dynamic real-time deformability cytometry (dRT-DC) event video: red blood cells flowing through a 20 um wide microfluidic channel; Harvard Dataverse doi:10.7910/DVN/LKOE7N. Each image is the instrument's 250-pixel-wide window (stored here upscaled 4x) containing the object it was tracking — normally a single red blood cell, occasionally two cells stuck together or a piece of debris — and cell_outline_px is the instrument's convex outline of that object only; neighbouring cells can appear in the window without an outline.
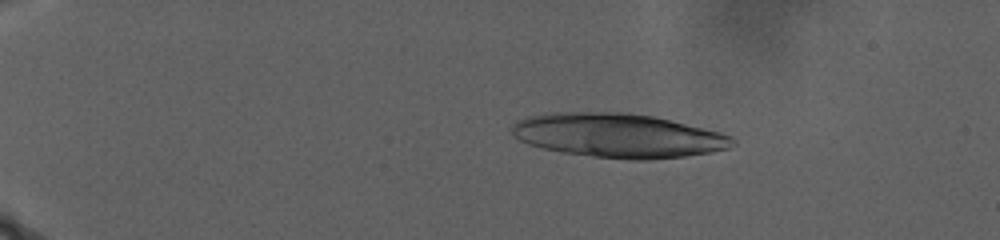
{"species": "human", "species_latin": "Homo sapiens", "temperature_condition": "warm", "stored_images_in_passage": 66, "camera_frame_rate_fps": 3000, "um_per_image_px": 0.085, "donor": {"sex": "male"}, "frame": {"image": 1, "passage_image": 28, "time_ms": 6.667, "image_size_px": [1000, 240], "cell_outline_px": [[736, 144], [728, 148], [712, 152], [684, 156], [644, 160], [632, 160], [592, 156], [564, 152], [544, 148], [528, 144], [512, 136], [508, 128], [516, 120], [528, 116], [552, 112], [628, 112], [652, 116], [720, 132], [732, 136], [736, 140]], "centroid_in_image_um": [52.5, 11.51], "position_along_channel_um": 32.5, "area_um2": 56.88}}
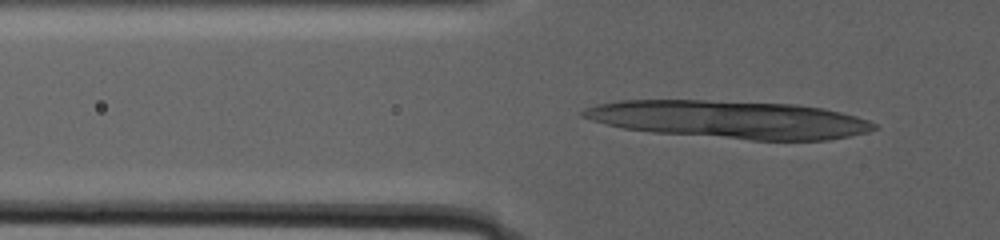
{"frame": {"image": 2, "passage_image": 56, "time_ms": 12.333, "image_size_px": [1000, 240], "cell_outline_px": [[880, 128], [868, 132], [828, 140], [752, 140], [652, 132], [624, 128], [592, 120], [580, 116], [580, 112], [584, 108], [596, 104], [620, 100], [704, 100], [796, 104], [820, 108], [840, 112], [856, 116], [868, 120], [876, 124]], "centroid_in_image_um": [62.02, 10.15], "position_along_channel_um": 63.8, "area_um2": 63.98}}